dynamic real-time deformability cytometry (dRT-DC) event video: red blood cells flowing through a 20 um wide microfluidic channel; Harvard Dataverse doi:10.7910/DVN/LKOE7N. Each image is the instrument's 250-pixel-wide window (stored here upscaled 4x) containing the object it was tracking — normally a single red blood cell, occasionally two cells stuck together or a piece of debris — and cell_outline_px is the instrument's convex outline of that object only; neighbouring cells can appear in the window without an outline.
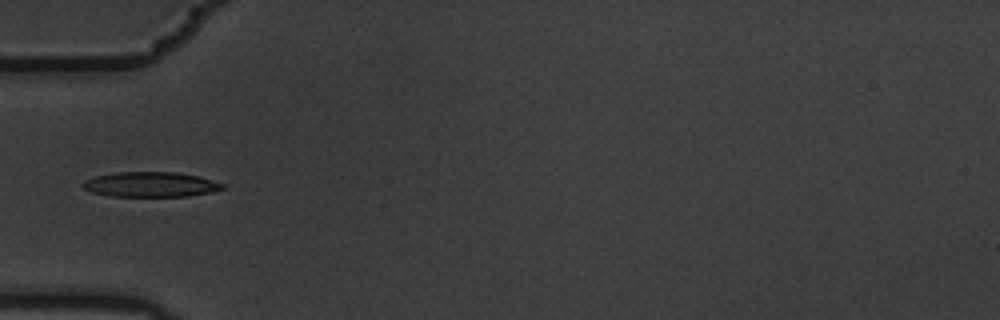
{"species": "common noctule bat (a hibernating species)", "species_latin": "Nyctalus noctula", "temperature_condition": "warm", "stored_images_in_passage": 6, "camera_frame_rate_fps": 3000, "um_per_image_px": 0.085, "animal": {"sex": "male", "body_mass_g": 19.5, "forearm_length_mm": 54.6}, "frame": {"image": 1, "passage_image": 5, "time_ms": 1.333, "image_size_px": [1000, 320], "cell_outline_px": [[228, 188], [212, 192], [188, 196], [108, 196], [92, 192], [84, 188], [80, 184], [84, 180], [96, 176], [116, 172], [176, 172], [200, 176], [224, 184]], "centroid_in_image_um": [12.83, 15.68], "position_along_channel_um": 72.2, "area_um2": 20.52}}
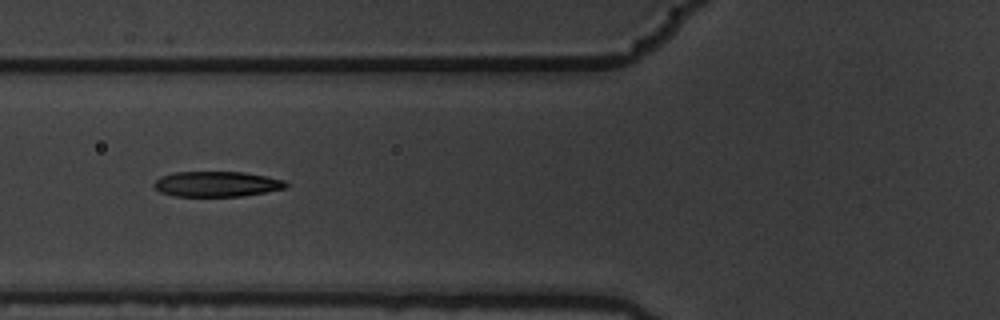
{"frame": {"image": 2, "passage_image": 6, "time_ms": 1.667, "image_size_px": [1000, 320], "cell_outline_px": [[288, 188], [244, 196], [176, 196], [160, 192], [152, 184], [160, 176], [172, 172], [244, 172], [284, 180], [288, 184]], "centroid_in_image_um": [18.42, 15.64], "position_along_channel_um": 107.4, "area_um2": 19.54}}